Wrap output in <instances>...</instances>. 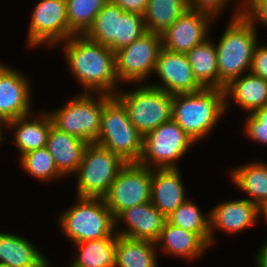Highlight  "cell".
Returning a JSON list of instances; mask_svg holds the SVG:
<instances>
[{"mask_svg":"<svg viewBox=\"0 0 267 267\" xmlns=\"http://www.w3.org/2000/svg\"><path fill=\"white\" fill-rule=\"evenodd\" d=\"M192 144V139L170 119L143 136V150L138 163L150 169L178 168L177 161Z\"/></svg>","mask_w":267,"mask_h":267,"instance_id":"9","label":"cell"},{"mask_svg":"<svg viewBox=\"0 0 267 267\" xmlns=\"http://www.w3.org/2000/svg\"><path fill=\"white\" fill-rule=\"evenodd\" d=\"M155 242L117 234L115 267H157Z\"/></svg>","mask_w":267,"mask_h":267,"instance_id":"25","label":"cell"},{"mask_svg":"<svg viewBox=\"0 0 267 267\" xmlns=\"http://www.w3.org/2000/svg\"><path fill=\"white\" fill-rule=\"evenodd\" d=\"M32 115L33 112L6 123L10 129L16 128L14 144L18 148L20 156L29 151L46 147L50 128L53 125L48 112L41 113L39 119L33 118Z\"/></svg>","mask_w":267,"mask_h":267,"instance_id":"20","label":"cell"},{"mask_svg":"<svg viewBox=\"0 0 267 267\" xmlns=\"http://www.w3.org/2000/svg\"><path fill=\"white\" fill-rule=\"evenodd\" d=\"M67 65L76 76L84 93L115 95L118 79L115 73V53L85 35H73L63 48Z\"/></svg>","mask_w":267,"mask_h":267,"instance_id":"1","label":"cell"},{"mask_svg":"<svg viewBox=\"0 0 267 267\" xmlns=\"http://www.w3.org/2000/svg\"><path fill=\"white\" fill-rule=\"evenodd\" d=\"M237 9L218 45L215 44L221 89L250 71L255 47L259 44L256 28L243 16L241 8Z\"/></svg>","mask_w":267,"mask_h":267,"instance_id":"2","label":"cell"},{"mask_svg":"<svg viewBox=\"0 0 267 267\" xmlns=\"http://www.w3.org/2000/svg\"><path fill=\"white\" fill-rule=\"evenodd\" d=\"M97 95L98 98H92L90 93H82L62 108L50 112L53 126L87 143L96 142L101 128L103 106L112 97L100 93Z\"/></svg>","mask_w":267,"mask_h":267,"instance_id":"6","label":"cell"},{"mask_svg":"<svg viewBox=\"0 0 267 267\" xmlns=\"http://www.w3.org/2000/svg\"><path fill=\"white\" fill-rule=\"evenodd\" d=\"M146 32L143 15L125 11L119 17L118 38H115V52L130 45Z\"/></svg>","mask_w":267,"mask_h":267,"instance_id":"33","label":"cell"},{"mask_svg":"<svg viewBox=\"0 0 267 267\" xmlns=\"http://www.w3.org/2000/svg\"><path fill=\"white\" fill-rule=\"evenodd\" d=\"M250 73L259 76L267 80V46L266 45H256L252 62Z\"/></svg>","mask_w":267,"mask_h":267,"instance_id":"37","label":"cell"},{"mask_svg":"<svg viewBox=\"0 0 267 267\" xmlns=\"http://www.w3.org/2000/svg\"><path fill=\"white\" fill-rule=\"evenodd\" d=\"M117 233L111 237L75 243L70 267H115Z\"/></svg>","mask_w":267,"mask_h":267,"instance_id":"24","label":"cell"},{"mask_svg":"<svg viewBox=\"0 0 267 267\" xmlns=\"http://www.w3.org/2000/svg\"><path fill=\"white\" fill-rule=\"evenodd\" d=\"M125 164L104 146L88 143L76 171L77 197L103 198Z\"/></svg>","mask_w":267,"mask_h":267,"instance_id":"7","label":"cell"},{"mask_svg":"<svg viewBox=\"0 0 267 267\" xmlns=\"http://www.w3.org/2000/svg\"><path fill=\"white\" fill-rule=\"evenodd\" d=\"M213 19L208 14L188 8L161 34L163 48L186 54L207 40L209 24Z\"/></svg>","mask_w":267,"mask_h":267,"instance_id":"13","label":"cell"},{"mask_svg":"<svg viewBox=\"0 0 267 267\" xmlns=\"http://www.w3.org/2000/svg\"><path fill=\"white\" fill-rule=\"evenodd\" d=\"M230 176L239 189L249 194L250 202L260 208L267 205V164L263 162L248 163L232 169Z\"/></svg>","mask_w":267,"mask_h":267,"instance_id":"27","label":"cell"},{"mask_svg":"<svg viewBox=\"0 0 267 267\" xmlns=\"http://www.w3.org/2000/svg\"><path fill=\"white\" fill-rule=\"evenodd\" d=\"M261 214V208L247 198L222 202L209 212L210 246L213 240V229H221L229 233H239L252 227Z\"/></svg>","mask_w":267,"mask_h":267,"instance_id":"17","label":"cell"},{"mask_svg":"<svg viewBox=\"0 0 267 267\" xmlns=\"http://www.w3.org/2000/svg\"><path fill=\"white\" fill-rule=\"evenodd\" d=\"M115 96L126 107L132 125L144 136L159 125L172 119L173 95L142 85L130 91H117Z\"/></svg>","mask_w":267,"mask_h":267,"instance_id":"8","label":"cell"},{"mask_svg":"<svg viewBox=\"0 0 267 267\" xmlns=\"http://www.w3.org/2000/svg\"><path fill=\"white\" fill-rule=\"evenodd\" d=\"M167 222L184 230L197 233L210 246V216L189 200H186L167 218Z\"/></svg>","mask_w":267,"mask_h":267,"instance_id":"30","label":"cell"},{"mask_svg":"<svg viewBox=\"0 0 267 267\" xmlns=\"http://www.w3.org/2000/svg\"><path fill=\"white\" fill-rule=\"evenodd\" d=\"M114 219L115 227L121 221L127 225V229L117 232L119 236L155 243L167 221L151 202L127 208Z\"/></svg>","mask_w":267,"mask_h":267,"instance_id":"16","label":"cell"},{"mask_svg":"<svg viewBox=\"0 0 267 267\" xmlns=\"http://www.w3.org/2000/svg\"><path fill=\"white\" fill-rule=\"evenodd\" d=\"M46 259L23 236L0 232V264L10 267H39Z\"/></svg>","mask_w":267,"mask_h":267,"instance_id":"23","label":"cell"},{"mask_svg":"<svg viewBox=\"0 0 267 267\" xmlns=\"http://www.w3.org/2000/svg\"><path fill=\"white\" fill-rule=\"evenodd\" d=\"M231 0H189L191 9L216 18ZM222 9V10H221Z\"/></svg>","mask_w":267,"mask_h":267,"instance_id":"35","label":"cell"},{"mask_svg":"<svg viewBox=\"0 0 267 267\" xmlns=\"http://www.w3.org/2000/svg\"><path fill=\"white\" fill-rule=\"evenodd\" d=\"M59 218L62 231L73 243L116 234L115 219L103 198L78 197Z\"/></svg>","mask_w":267,"mask_h":267,"instance_id":"4","label":"cell"},{"mask_svg":"<svg viewBox=\"0 0 267 267\" xmlns=\"http://www.w3.org/2000/svg\"><path fill=\"white\" fill-rule=\"evenodd\" d=\"M0 267H10V266H6V265H3V264H0Z\"/></svg>","mask_w":267,"mask_h":267,"instance_id":"44","label":"cell"},{"mask_svg":"<svg viewBox=\"0 0 267 267\" xmlns=\"http://www.w3.org/2000/svg\"><path fill=\"white\" fill-rule=\"evenodd\" d=\"M224 91L226 110L229 104L228 101L230 102L229 98H232L239 107L249 113H253L255 110L267 105V80L250 72L248 75H241L233 79L225 86Z\"/></svg>","mask_w":267,"mask_h":267,"instance_id":"21","label":"cell"},{"mask_svg":"<svg viewBox=\"0 0 267 267\" xmlns=\"http://www.w3.org/2000/svg\"><path fill=\"white\" fill-rule=\"evenodd\" d=\"M87 144L83 139L62 132L52 125L46 148L53 157L58 171L67 176L76 174Z\"/></svg>","mask_w":267,"mask_h":267,"instance_id":"19","label":"cell"},{"mask_svg":"<svg viewBox=\"0 0 267 267\" xmlns=\"http://www.w3.org/2000/svg\"><path fill=\"white\" fill-rule=\"evenodd\" d=\"M19 160L24 171L42 182L64 177L58 171L53 157L46 147L29 151L20 156Z\"/></svg>","mask_w":267,"mask_h":267,"instance_id":"32","label":"cell"},{"mask_svg":"<svg viewBox=\"0 0 267 267\" xmlns=\"http://www.w3.org/2000/svg\"><path fill=\"white\" fill-rule=\"evenodd\" d=\"M163 48L161 35L146 32L130 45L115 52V73L120 82H142L155 70Z\"/></svg>","mask_w":267,"mask_h":267,"instance_id":"11","label":"cell"},{"mask_svg":"<svg viewBox=\"0 0 267 267\" xmlns=\"http://www.w3.org/2000/svg\"><path fill=\"white\" fill-rule=\"evenodd\" d=\"M158 243H163L162 250L166 254L187 260L201 256L210 247L197 233L176 227L167 221L156 244Z\"/></svg>","mask_w":267,"mask_h":267,"instance_id":"22","label":"cell"},{"mask_svg":"<svg viewBox=\"0 0 267 267\" xmlns=\"http://www.w3.org/2000/svg\"><path fill=\"white\" fill-rule=\"evenodd\" d=\"M48 260L46 259L39 267H49Z\"/></svg>","mask_w":267,"mask_h":267,"instance_id":"43","label":"cell"},{"mask_svg":"<svg viewBox=\"0 0 267 267\" xmlns=\"http://www.w3.org/2000/svg\"><path fill=\"white\" fill-rule=\"evenodd\" d=\"M125 11L108 1L97 13L92 26L84 34L89 40L108 47L115 53V38H118L119 17Z\"/></svg>","mask_w":267,"mask_h":267,"instance_id":"29","label":"cell"},{"mask_svg":"<svg viewBox=\"0 0 267 267\" xmlns=\"http://www.w3.org/2000/svg\"><path fill=\"white\" fill-rule=\"evenodd\" d=\"M255 0H243L241 5L239 6L244 12Z\"/></svg>","mask_w":267,"mask_h":267,"instance_id":"40","label":"cell"},{"mask_svg":"<svg viewBox=\"0 0 267 267\" xmlns=\"http://www.w3.org/2000/svg\"><path fill=\"white\" fill-rule=\"evenodd\" d=\"M256 266L267 267V240L265 244L260 247L258 254H256Z\"/></svg>","mask_w":267,"mask_h":267,"instance_id":"39","label":"cell"},{"mask_svg":"<svg viewBox=\"0 0 267 267\" xmlns=\"http://www.w3.org/2000/svg\"><path fill=\"white\" fill-rule=\"evenodd\" d=\"M152 169L138 162L126 163L103 197L115 218L127 208L151 200Z\"/></svg>","mask_w":267,"mask_h":267,"instance_id":"10","label":"cell"},{"mask_svg":"<svg viewBox=\"0 0 267 267\" xmlns=\"http://www.w3.org/2000/svg\"><path fill=\"white\" fill-rule=\"evenodd\" d=\"M109 0H66L67 19L75 35H84Z\"/></svg>","mask_w":267,"mask_h":267,"instance_id":"31","label":"cell"},{"mask_svg":"<svg viewBox=\"0 0 267 267\" xmlns=\"http://www.w3.org/2000/svg\"><path fill=\"white\" fill-rule=\"evenodd\" d=\"M193 75L203 88H219V71L215 44L211 39L186 53Z\"/></svg>","mask_w":267,"mask_h":267,"instance_id":"26","label":"cell"},{"mask_svg":"<svg viewBox=\"0 0 267 267\" xmlns=\"http://www.w3.org/2000/svg\"><path fill=\"white\" fill-rule=\"evenodd\" d=\"M2 125H4V127L6 128V123L5 122H3L2 120H0V146H1V141H2V139H5V137H2L3 136V132L1 131L2 129H1V127H3Z\"/></svg>","mask_w":267,"mask_h":267,"instance_id":"41","label":"cell"},{"mask_svg":"<svg viewBox=\"0 0 267 267\" xmlns=\"http://www.w3.org/2000/svg\"><path fill=\"white\" fill-rule=\"evenodd\" d=\"M120 156L126 163L138 162L143 135L132 125L123 103L113 95L103 106L99 136L95 142Z\"/></svg>","mask_w":267,"mask_h":267,"instance_id":"5","label":"cell"},{"mask_svg":"<svg viewBox=\"0 0 267 267\" xmlns=\"http://www.w3.org/2000/svg\"><path fill=\"white\" fill-rule=\"evenodd\" d=\"M189 6V0H148L143 14L147 32L161 35Z\"/></svg>","mask_w":267,"mask_h":267,"instance_id":"28","label":"cell"},{"mask_svg":"<svg viewBox=\"0 0 267 267\" xmlns=\"http://www.w3.org/2000/svg\"><path fill=\"white\" fill-rule=\"evenodd\" d=\"M28 31V44L58 45L75 35L69 27L66 0H41L37 2L31 15ZM46 42V43H45Z\"/></svg>","mask_w":267,"mask_h":267,"instance_id":"12","label":"cell"},{"mask_svg":"<svg viewBox=\"0 0 267 267\" xmlns=\"http://www.w3.org/2000/svg\"><path fill=\"white\" fill-rule=\"evenodd\" d=\"M225 112L226 96L221 88L173 95L172 119L194 143L207 136Z\"/></svg>","mask_w":267,"mask_h":267,"instance_id":"3","label":"cell"},{"mask_svg":"<svg viewBox=\"0 0 267 267\" xmlns=\"http://www.w3.org/2000/svg\"><path fill=\"white\" fill-rule=\"evenodd\" d=\"M179 168L152 169L150 202L166 218L187 199Z\"/></svg>","mask_w":267,"mask_h":267,"instance_id":"18","label":"cell"},{"mask_svg":"<svg viewBox=\"0 0 267 267\" xmlns=\"http://www.w3.org/2000/svg\"><path fill=\"white\" fill-rule=\"evenodd\" d=\"M28 77L0 63V120L7 123L31 114Z\"/></svg>","mask_w":267,"mask_h":267,"instance_id":"15","label":"cell"},{"mask_svg":"<svg viewBox=\"0 0 267 267\" xmlns=\"http://www.w3.org/2000/svg\"><path fill=\"white\" fill-rule=\"evenodd\" d=\"M118 5L126 12H133L143 15L146 11L148 0H109Z\"/></svg>","mask_w":267,"mask_h":267,"instance_id":"38","label":"cell"},{"mask_svg":"<svg viewBox=\"0 0 267 267\" xmlns=\"http://www.w3.org/2000/svg\"><path fill=\"white\" fill-rule=\"evenodd\" d=\"M245 134L253 141L267 145V105L248 114Z\"/></svg>","mask_w":267,"mask_h":267,"instance_id":"34","label":"cell"},{"mask_svg":"<svg viewBox=\"0 0 267 267\" xmlns=\"http://www.w3.org/2000/svg\"><path fill=\"white\" fill-rule=\"evenodd\" d=\"M261 214L265 217V220L267 221V205L261 207Z\"/></svg>","mask_w":267,"mask_h":267,"instance_id":"42","label":"cell"},{"mask_svg":"<svg viewBox=\"0 0 267 267\" xmlns=\"http://www.w3.org/2000/svg\"><path fill=\"white\" fill-rule=\"evenodd\" d=\"M156 72L162 83L149 84L171 95L194 93L203 89L193 75L186 54L161 49L156 62Z\"/></svg>","mask_w":267,"mask_h":267,"instance_id":"14","label":"cell"},{"mask_svg":"<svg viewBox=\"0 0 267 267\" xmlns=\"http://www.w3.org/2000/svg\"><path fill=\"white\" fill-rule=\"evenodd\" d=\"M243 16L255 27L262 23L267 26V0H255L244 12Z\"/></svg>","mask_w":267,"mask_h":267,"instance_id":"36","label":"cell"}]
</instances>
